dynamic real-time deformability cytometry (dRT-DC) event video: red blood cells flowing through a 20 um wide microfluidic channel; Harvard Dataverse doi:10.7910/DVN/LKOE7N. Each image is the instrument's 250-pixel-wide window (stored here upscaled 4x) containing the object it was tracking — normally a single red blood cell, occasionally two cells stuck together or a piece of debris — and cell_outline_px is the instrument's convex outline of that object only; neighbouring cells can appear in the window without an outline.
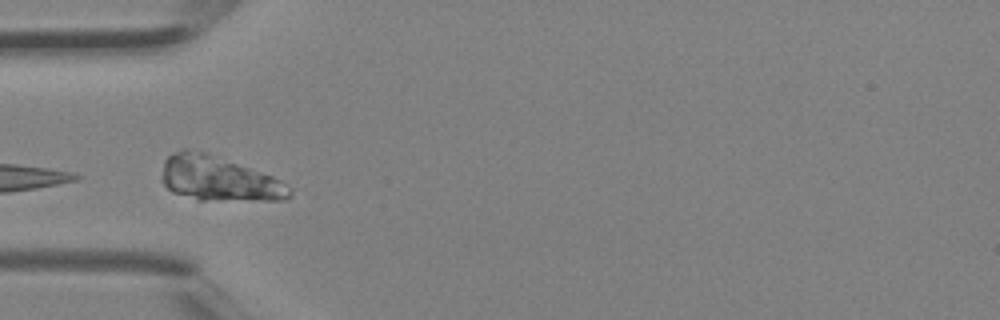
{"species": "Egyptian fruit bat (a non-hibernating species)", "species_latin": "Rousettus aegyptiacus", "temperature_condition": "room temperature", "stored_images_in_passage": 2, "camera_frame_rate_fps": 3000, "um_per_image_px": 0.085, "animal": {"sex": "female"}, "frame": {"image": 1, "passage_image": 2, "time_ms": 0.333, "image_size_px": [1000, 320], "cell_outline_px": [[292, 196], [284, 200], [200, 200], [172, 192], [160, 180], [164, 160], [172, 152], [180, 148], [188, 148], [204, 152], [252, 168], [272, 176], [280, 180], [292, 188]], "centroid_in_image_um": [18.58, 15.18], "position_along_channel_um": 66.4, "area_um2": 33.52}}